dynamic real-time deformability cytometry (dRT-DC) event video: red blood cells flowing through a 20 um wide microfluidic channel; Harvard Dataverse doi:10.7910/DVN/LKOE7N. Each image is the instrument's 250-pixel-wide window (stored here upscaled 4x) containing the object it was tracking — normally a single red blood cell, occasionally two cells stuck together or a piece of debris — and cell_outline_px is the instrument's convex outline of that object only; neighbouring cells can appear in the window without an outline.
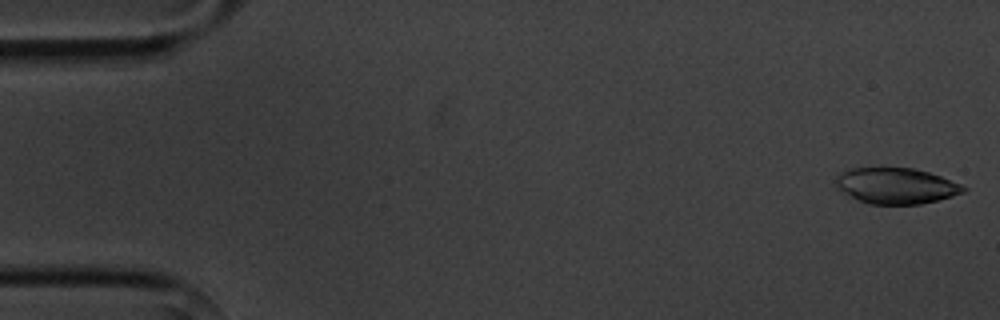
{"species": "common noctule bat (a hibernating species)", "species_latin": "Nyctalus noctula", "temperature_condition": "cold", "stored_images_in_passage": 5, "camera_frame_rate_fps": 3000, "um_per_image_px": 0.085, "animal": {"sex": "male", "body_mass_g": 20.1, "forearm_length_mm": 53.5}, "frame": {"image": 1, "passage_image": 5, "time_ms": 5.667, "image_size_px": [1000, 320], "cell_outline_px": [[968, 188], [964, 192], [952, 196], [920, 204], [868, 204], [836, 188], [836, 176], [840, 172], [852, 168], [912, 168], [928, 172], [940, 176], [960, 184]], "centroid_in_image_um": [76.16, 15.79], "position_along_channel_um": 8.8, "area_um2": 26.41}}